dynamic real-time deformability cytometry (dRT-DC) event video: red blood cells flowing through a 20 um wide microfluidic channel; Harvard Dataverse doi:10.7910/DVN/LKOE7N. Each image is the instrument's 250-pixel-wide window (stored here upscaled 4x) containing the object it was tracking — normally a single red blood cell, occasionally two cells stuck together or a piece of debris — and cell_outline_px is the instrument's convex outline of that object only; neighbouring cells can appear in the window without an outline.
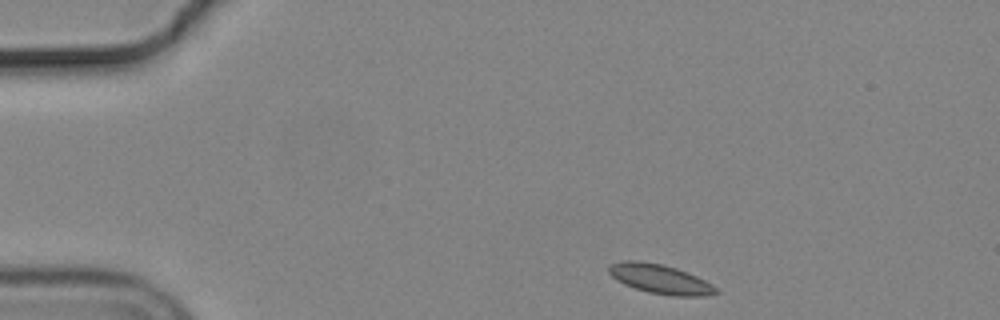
{"species": "common noctule bat (a hibernating species)", "species_latin": "Nyctalus noctula", "temperature_condition": "cold", "stored_images_in_passage": 47, "camera_frame_rate_fps": 3000, "um_per_image_px": 0.085, "animal": {"sex": "male", "body_mass_g": 19.2, "forearm_length_mm": 51.8}, "frame": {"image": 1, "passage_image": 1, "time_ms": 0.0, "image_size_px": [1000, 320], "cell_outline_px": [[720, 292], [704, 296], [672, 296], [648, 292], [624, 284], [612, 276], [608, 272], [608, 268], [612, 264], [624, 260], [640, 260], [660, 264], [676, 268], [688, 272], [712, 284]], "centroid_in_image_um": [56.12, 23.72], "position_along_channel_um": 28.9, "area_um2": 18.21}}
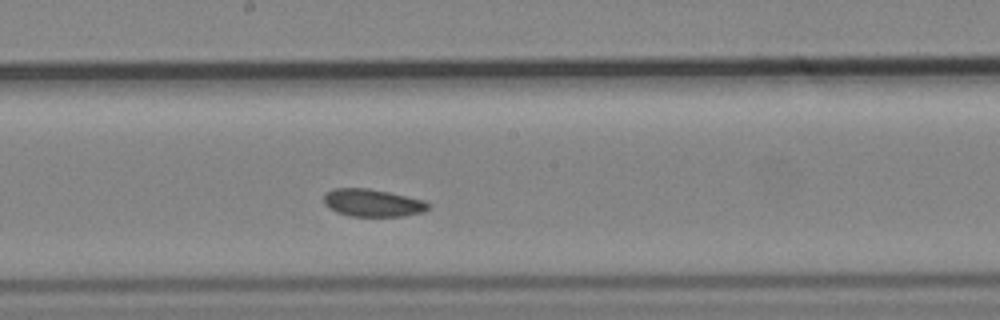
{"frame": {"image": 2, "passage_image": 22, "time_ms": 7.0, "image_size_px": [1000, 320], "cell_outline_px": [[432, 204], [424, 212], [404, 216], [352, 216], [336, 212], [328, 208], [324, 204], [324, 196], [332, 188], [368, 188], [388, 192], [424, 200]], "centroid_in_image_um": [31.68, 17.24], "position_along_channel_um": 216.5, "area_um2": 16.82}}
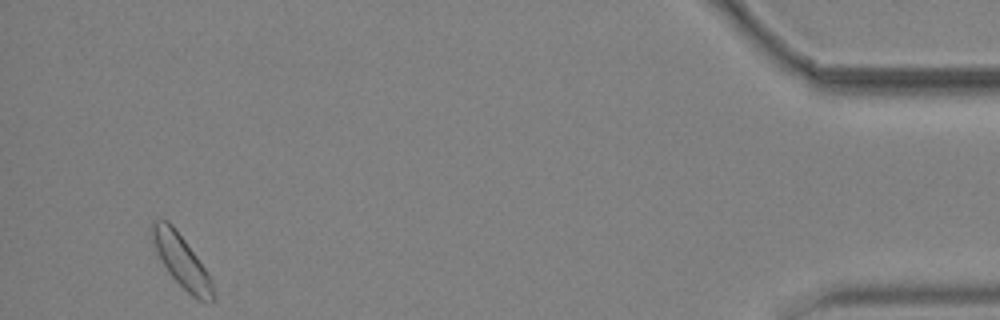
{"frame": {"image": 3, "passage_image": 45, "time_ms": 14.667, "image_size_px": [1000, 320], "cell_outline_px": [[216, 300], [212, 304], [196, 300], [168, 272], [156, 252], [152, 240], [152, 220], [168, 220], [172, 224], [196, 256], [212, 280], [216, 296]], "centroid_in_image_um": [15.47, 22.25], "position_along_channel_um": 419.7, "area_um2": 18.55}, "authors_computed_cell_mechanics": {"area_um2": 17.34, "velocity_mm_per_s": 3.6353, "shape_relaxation_time_tau1_ms": null, "shape_relaxation_time_tau2_ms": 7.1292, "deformation_change_tau1": null, "deformation_change_tau2": 0.0623}}